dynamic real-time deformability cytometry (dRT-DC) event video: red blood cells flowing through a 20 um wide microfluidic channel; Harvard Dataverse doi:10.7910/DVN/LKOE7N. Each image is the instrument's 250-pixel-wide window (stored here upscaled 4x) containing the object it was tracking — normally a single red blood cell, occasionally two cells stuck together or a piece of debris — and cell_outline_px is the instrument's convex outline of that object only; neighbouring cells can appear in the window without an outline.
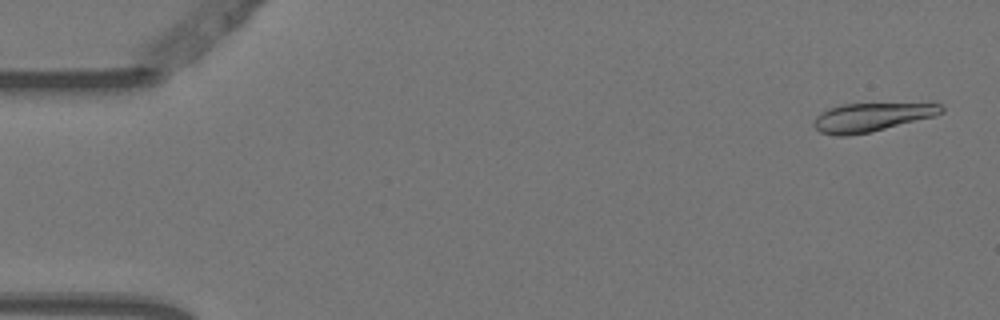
{"species": "Egyptian fruit bat (a non-hibernating species)", "species_latin": "Rousettus aegyptiacus", "temperature_condition": "warm", "stored_images_in_passage": 4, "camera_frame_rate_fps": 3000, "um_per_image_px": 0.085, "animal": {"sex": "female"}, "frame": {"image": 1, "passage_image": 1, "time_ms": 0.0, "image_size_px": [1000, 320], "cell_outline_px": [[944, 112], [936, 116], [868, 132], [848, 136], [836, 136], [820, 132], [812, 124], [816, 116], [820, 112], [828, 108], [840, 104], [932, 100], [940, 104], [944, 108]], "centroid_in_image_um": [74.21, 9.88], "position_along_channel_um": 10.8, "area_um2": 22.48}}